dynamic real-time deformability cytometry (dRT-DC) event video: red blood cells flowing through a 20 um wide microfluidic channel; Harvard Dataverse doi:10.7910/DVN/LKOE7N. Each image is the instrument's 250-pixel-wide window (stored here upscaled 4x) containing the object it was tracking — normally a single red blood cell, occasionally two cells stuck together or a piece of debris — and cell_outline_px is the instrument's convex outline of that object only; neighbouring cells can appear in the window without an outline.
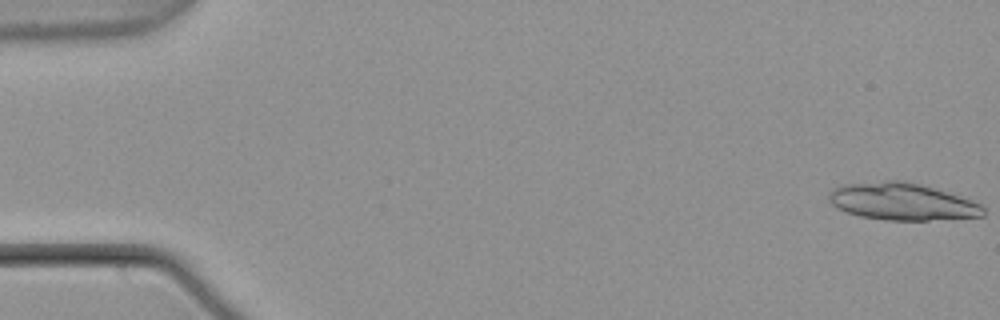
{"species": "common noctule bat (a hibernating species)", "species_latin": "Nyctalus noctula", "temperature_condition": "warm", "stored_images_in_passage": 20, "camera_frame_rate_fps": 3000, "um_per_image_px": 0.085, "animal": {"sex": "male", "body_mass_g": 21.5, "forearm_length_mm": 52.0}, "frame": {"image": 1, "passage_image": 1, "time_ms": 0.0, "image_size_px": [1000, 320], "cell_outline_px": [[984, 216], [928, 220], [888, 220], [860, 216], [848, 212], [832, 204], [828, 200], [828, 192], [832, 188], [844, 184], [884, 180], [904, 180], [920, 184], [972, 200], [980, 204], [984, 208]], "centroid_in_image_um": [76.65, 17.12], "position_along_channel_um": 8.4, "area_um2": 33.29}}